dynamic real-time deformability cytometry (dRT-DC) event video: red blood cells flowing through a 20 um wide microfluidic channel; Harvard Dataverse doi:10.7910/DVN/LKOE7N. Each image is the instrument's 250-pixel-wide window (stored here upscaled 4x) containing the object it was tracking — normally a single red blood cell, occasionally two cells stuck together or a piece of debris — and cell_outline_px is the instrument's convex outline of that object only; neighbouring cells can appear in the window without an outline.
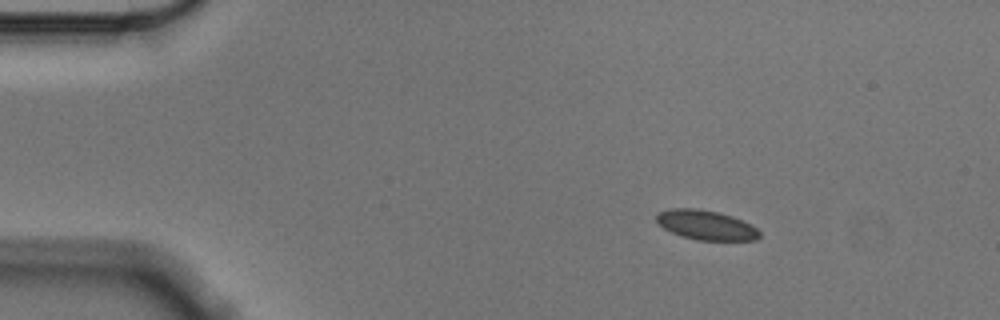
{"species": "Egyptian fruit bat (a non-hibernating species)", "species_latin": "Rousettus aegyptiacus", "temperature_condition": "cold", "stored_images_in_passage": 49, "camera_frame_rate_fps": 3000, "um_per_image_px": 0.085, "animal": {"sex": "male"}, "frame": {"image": 1, "passage_image": 1, "time_ms": 0.0, "image_size_px": [1000, 320], "cell_outline_px": [[760, 236], [756, 240], [696, 240], [680, 236], [664, 228], [656, 220], [656, 216], [660, 212], [672, 208], [696, 208], [716, 212], [732, 216], [756, 228], [760, 232]], "centroid_in_image_um": [60.0, 19.14], "position_along_channel_um": 25.0, "area_um2": 17.51}}
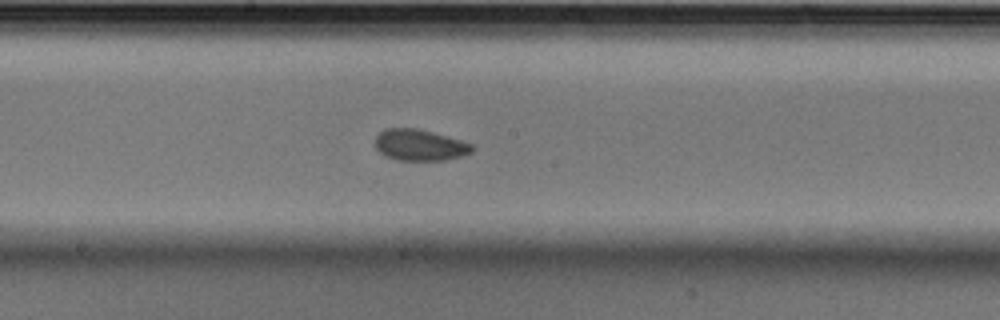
{"frame": {"image": 2, "passage_image": 23, "time_ms": 7.333, "image_size_px": [1000, 320], "cell_outline_px": [[476, 148], [472, 152], [464, 156], [444, 160], [396, 160], [384, 156], [376, 148], [376, 136], [384, 128], [416, 128], [432, 132], [460, 140], [472, 144]], "centroid_in_image_um": [35.69, 12.34], "position_along_channel_um": 212.5, "area_um2": 17.74}}
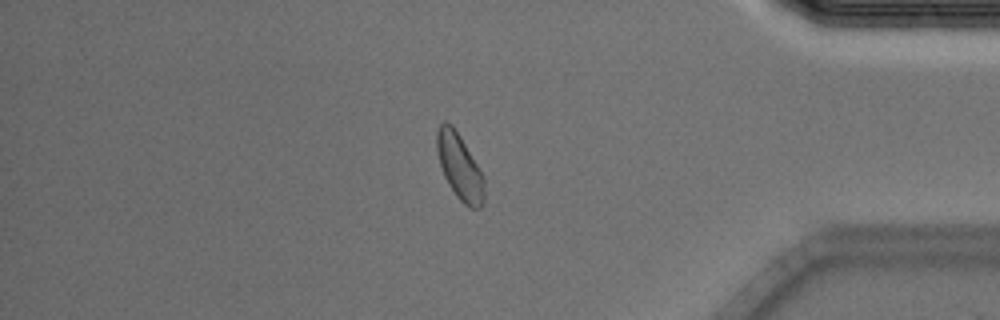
{"frame": {"image": 3, "passage_image": 41, "time_ms": 13.333, "image_size_px": [1000, 320], "cell_outline_px": [[484, 204], [480, 208], [472, 208], [464, 204], [456, 196], [448, 184], [444, 176], [440, 164], [436, 148], [436, 132], [440, 124], [444, 120], [448, 120], [452, 124], [460, 136], [484, 176]], "centroid_in_image_um": [39.06, 14.16], "position_along_channel_um": 396.1, "area_um2": 18.26}, "authors_computed_cell_mechanics": {"area_um2": 17.918, "velocity_mm_per_s": 3.5279, "shape_relaxation_time_tau1_ms": 2.3441, "shape_relaxation_time_tau2_ms": 2.0829, "deformation_change_tau1": 0.0443, "deformation_change_tau2": 0.045}}